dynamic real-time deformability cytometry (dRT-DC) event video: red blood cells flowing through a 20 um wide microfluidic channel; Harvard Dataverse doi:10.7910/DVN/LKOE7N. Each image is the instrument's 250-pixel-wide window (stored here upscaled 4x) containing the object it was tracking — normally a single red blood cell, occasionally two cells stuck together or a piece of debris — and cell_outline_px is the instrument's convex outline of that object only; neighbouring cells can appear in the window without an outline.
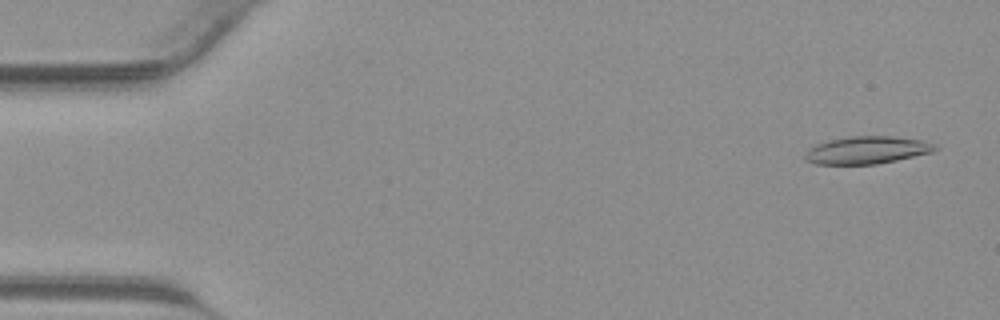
{"species": "common noctule bat (a hibernating species)", "species_latin": "Nyctalus noctula", "temperature_condition": "warm", "stored_images_in_passage": 42, "camera_frame_rate_fps": 3000, "um_per_image_px": 0.085, "animal": {"sex": "male", "body_mass_g": 23.1, "forearm_length_mm": 52.7}, "frame": {"image": 1, "passage_image": 2, "time_ms": 0.333, "image_size_px": [1000, 320], "cell_outline_px": [[940, 148], [932, 152], [896, 160], [876, 164], [816, 164], [804, 160], [804, 156], [816, 144], [828, 140], [852, 136], [892, 136], [924, 140], [936, 144]], "centroid_in_image_um": [73.74, 12.75], "position_along_channel_um": 11.3, "area_um2": 20.81}}
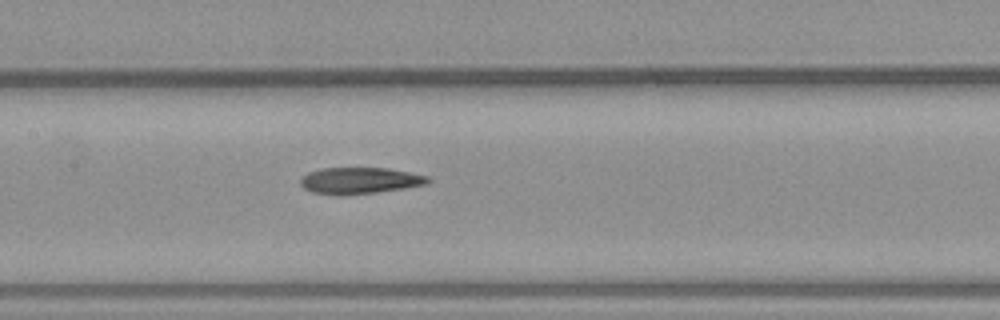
{"frame": {"image": 2, "passage_image": 20, "time_ms": 6.333, "image_size_px": [1000, 320], "cell_outline_px": [[432, 180], [428, 184], [404, 188], [376, 192], [340, 196], [312, 192], [304, 188], [300, 184], [300, 180], [308, 172], [324, 168], [388, 168], [428, 176]], "centroid_in_image_um": [30.59, 15.36], "position_along_channel_um": 176.8, "area_um2": 19.65}}
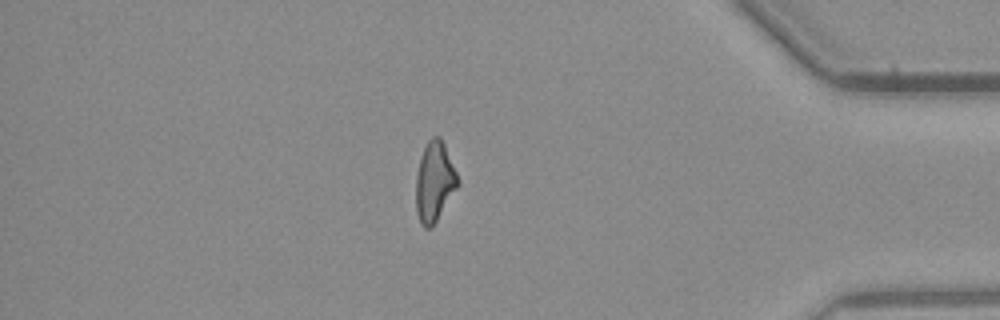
{"frame": {"image": 3, "passage_image": 36, "time_ms": 11.667, "image_size_px": [1000, 320], "cell_outline_px": [[460, 184], [432, 228], [424, 228], [416, 212], [416, 176], [420, 160], [424, 148], [428, 140], [432, 136], [440, 136], [444, 144], [460, 180]], "centroid_in_image_um": [36.95, 15.46], "position_along_channel_um": 398.3, "area_um2": 19.48}}